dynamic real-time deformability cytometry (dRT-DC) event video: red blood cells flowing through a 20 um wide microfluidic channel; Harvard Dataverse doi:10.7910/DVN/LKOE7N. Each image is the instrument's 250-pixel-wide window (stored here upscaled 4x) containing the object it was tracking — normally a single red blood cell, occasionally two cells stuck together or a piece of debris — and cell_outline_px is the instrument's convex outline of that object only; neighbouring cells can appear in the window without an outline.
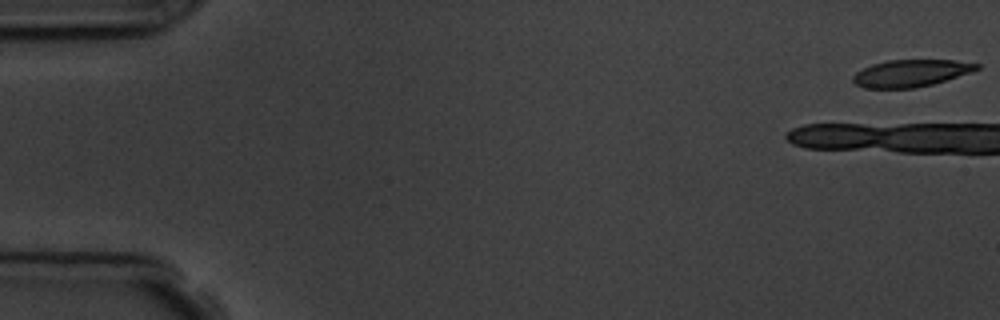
{"species": "common noctule bat (a hibernating species)", "species_latin": "Nyctalus noctula", "temperature_condition": "room temperature", "stored_images_in_passage": 6, "camera_frame_rate_fps": 3000, "um_per_image_px": 0.085, "animal": {"sex": "male", "body_mass_g": 19.5, "forearm_length_mm": 54.6}, "frame": {"image": 1, "passage_image": 1, "time_ms": 0.0, "image_size_px": [1000, 320], "cell_outline_px": [[980, 68], [972, 72], [932, 84], [916, 88], [864, 88], [856, 84], [852, 80], [852, 76], [856, 72], [872, 64], [888, 60], [956, 60], [980, 64]], "centroid_in_image_um": [77.43, 6.22], "position_along_channel_um": 7.6, "area_um2": 19.54}}